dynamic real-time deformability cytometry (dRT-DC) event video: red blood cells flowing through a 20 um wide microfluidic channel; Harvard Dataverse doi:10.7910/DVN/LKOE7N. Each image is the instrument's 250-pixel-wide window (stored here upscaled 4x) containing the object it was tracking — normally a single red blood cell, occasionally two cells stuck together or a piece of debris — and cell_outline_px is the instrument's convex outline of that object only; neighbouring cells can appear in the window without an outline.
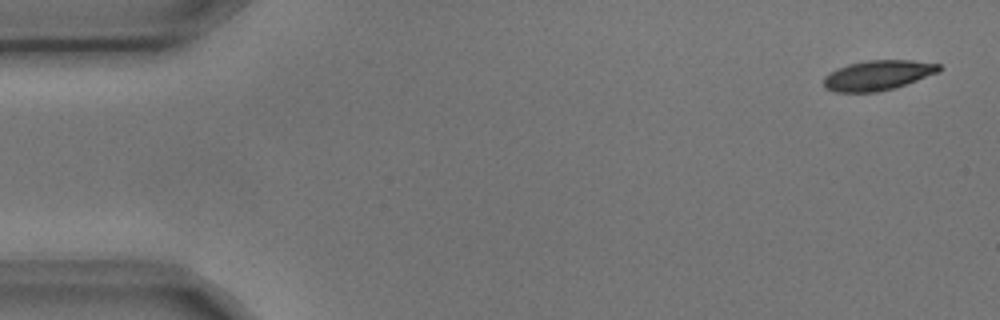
{"species": "common noctule bat (a hibernating species)", "species_latin": "Nyctalus noctula", "temperature_condition": "cold", "stored_images_in_passage": 4, "camera_frame_rate_fps": 3000, "um_per_image_px": 0.085, "animal": {"sex": "male", "body_mass_g": 17.9, "forearm_length_mm": 54.2}, "frame": {"image": 1, "passage_image": 1, "time_ms": 0.0, "image_size_px": [1000, 320], "cell_outline_px": [[944, 68], [940, 72], [896, 88], [876, 92], [836, 92], [824, 88], [824, 76], [848, 64], [868, 60], [912, 60], [940, 64]], "centroid_in_image_um": [74.68, 6.4], "position_along_channel_um": 10.3, "area_um2": 20.23}}